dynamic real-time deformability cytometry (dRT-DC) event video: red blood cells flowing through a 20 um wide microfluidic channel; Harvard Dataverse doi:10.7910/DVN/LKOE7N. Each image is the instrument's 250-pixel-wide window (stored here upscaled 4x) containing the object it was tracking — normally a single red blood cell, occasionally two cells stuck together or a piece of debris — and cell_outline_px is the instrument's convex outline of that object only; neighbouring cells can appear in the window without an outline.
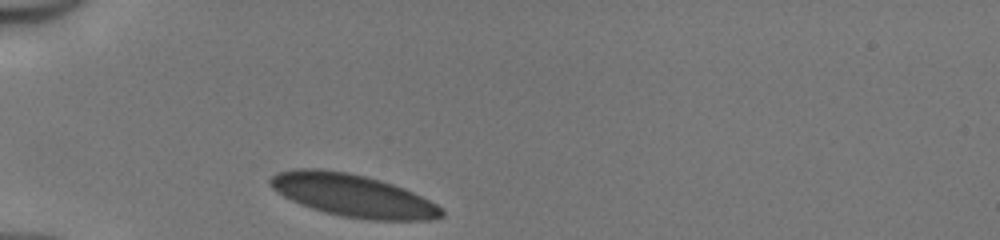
{"species": "human", "species_latin": "Homo sapiens", "temperature_condition": "cold", "stored_images_in_passage": 28, "camera_frame_rate_fps": 3000, "um_per_image_px": 0.085, "donor": {"sex": "male"}, "frame": {"image": 1, "passage_image": 1, "time_ms": 0.0, "image_size_px": [1000, 240], "cell_outline_px": [[444, 216], [432, 220], [372, 220], [344, 216], [324, 212], [300, 204], [276, 192], [268, 184], [268, 180], [276, 172], [296, 168], [320, 168], [348, 172], [380, 180], [404, 188], [436, 204], [444, 212]], "centroid_in_image_um": [29.95, 16.6], "position_along_channel_um": 55.0, "area_um2": 42.37}}
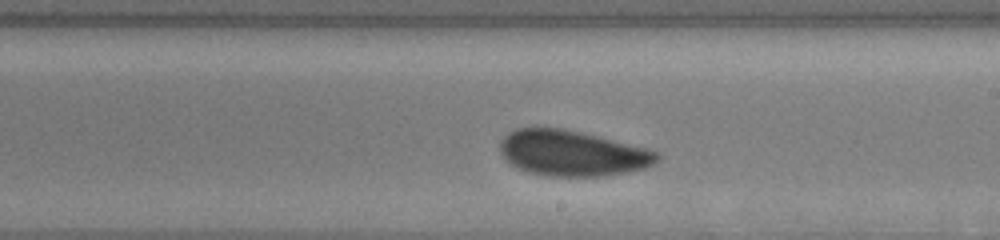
{"frame": {"image": 2, "passage_image": 16, "time_ms": 5.0, "image_size_px": [1000, 240], "cell_outline_px": [[660, 160], [656, 164], [644, 168], [604, 176], [544, 176], [528, 172], [516, 168], [504, 160], [500, 152], [500, 140], [508, 132], [516, 128], [536, 124], [560, 128], [600, 136], [648, 148], [660, 152]], "centroid_in_image_um": [48.6, 12.99], "position_along_channel_um": 240.4, "area_um2": 42.83}}
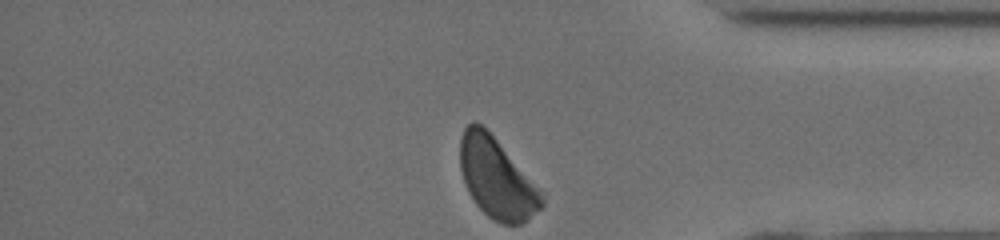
{"frame": {"image": 3, "passage_image": 28, "time_ms": 9.0, "image_size_px": [1000, 240], "cell_outline_px": [[544, 204], [540, 208], [520, 224], [500, 224], [492, 220], [476, 204], [468, 192], [460, 168], [460, 136], [464, 128], [472, 120], [476, 120], [496, 140], [544, 192]], "centroid_in_image_um": [42.21, 15.15], "position_along_channel_um": 393.0, "area_um2": 37.92}, "authors_computed_cell_mechanics": {"area_um2": 41.9917, "velocity_mm_per_s": 4.1067, "shape_relaxation_time_tau1_ms": 4.7201, "shape_relaxation_time_tau2_ms": 2.2005, "deformation_change_tau1": 0.1025, "deformation_change_tau2": 0.0461}}